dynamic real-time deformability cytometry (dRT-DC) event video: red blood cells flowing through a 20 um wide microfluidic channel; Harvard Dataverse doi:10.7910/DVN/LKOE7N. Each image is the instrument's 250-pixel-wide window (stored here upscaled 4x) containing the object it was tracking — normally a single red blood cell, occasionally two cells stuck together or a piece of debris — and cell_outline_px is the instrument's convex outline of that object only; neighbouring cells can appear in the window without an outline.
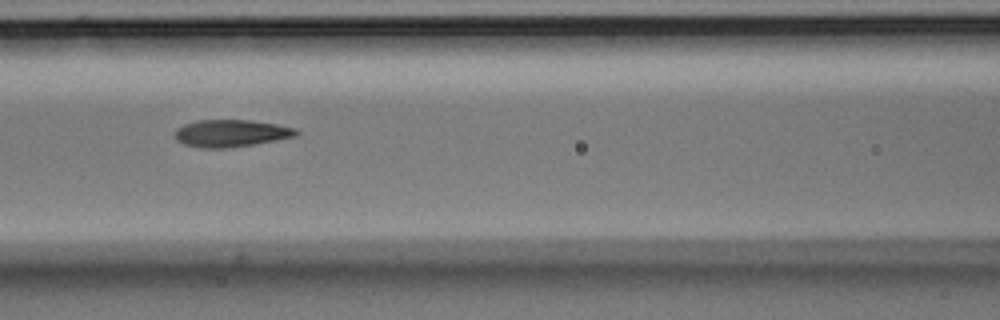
{"species": "Egyptian fruit bat (a non-hibernating species)", "species_latin": "Rousettus aegyptiacus", "temperature_condition": "room temperature", "stored_images_in_passage": 4, "camera_frame_rate_fps": 3000, "um_per_image_px": 0.085, "animal": {"sex": "male"}, "frame": {"image": 1, "passage_image": 4, "time_ms": 1.0, "image_size_px": [1000, 320], "cell_outline_px": [[300, 132], [296, 136], [276, 140], [252, 144], [224, 148], [204, 148], [184, 144], [176, 140], [176, 128], [184, 124], [196, 120], [252, 120], [276, 124], [296, 128]], "centroid_in_image_um": [19.64, 11.31], "position_along_channel_um": 147.0, "area_um2": 19.13}}